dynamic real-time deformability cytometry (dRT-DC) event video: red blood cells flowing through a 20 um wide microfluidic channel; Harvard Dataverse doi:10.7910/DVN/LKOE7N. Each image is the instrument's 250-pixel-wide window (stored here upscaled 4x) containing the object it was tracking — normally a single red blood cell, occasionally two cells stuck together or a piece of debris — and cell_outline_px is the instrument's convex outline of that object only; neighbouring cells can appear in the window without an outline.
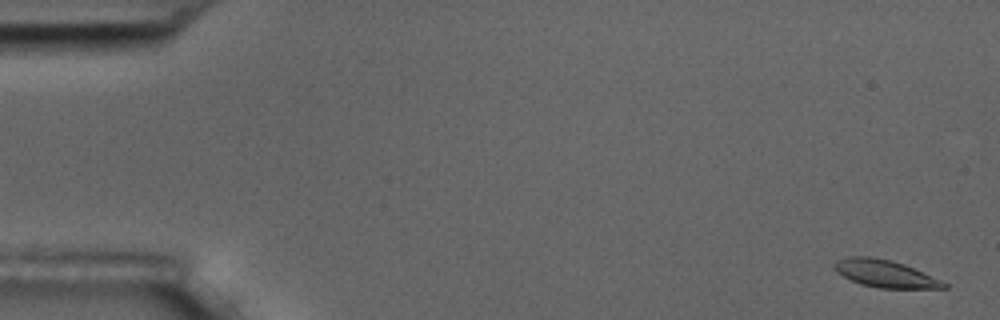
{"species": "common noctule bat (a hibernating species)", "species_latin": "Nyctalus noctula", "temperature_condition": "room temperature", "stored_images_in_passage": 10, "camera_frame_rate_fps": 3000, "um_per_image_px": 0.085, "animal": {"sex": "male", "body_mass_g": 17.5, "forearm_length_mm": 52.3}, "frame": {"image": 1, "passage_image": 1, "time_ms": 0.0, "image_size_px": [1000, 320], "cell_outline_px": [[948, 288], [880, 288], [860, 284], [836, 272], [832, 268], [832, 264], [836, 260], [848, 256], [872, 256], [892, 260], [904, 264], [940, 280], [948, 284]], "centroid_in_image_um": [75.17, 23.24], "position_along_channel_um": 9.8, "area_um2": 17.46}}
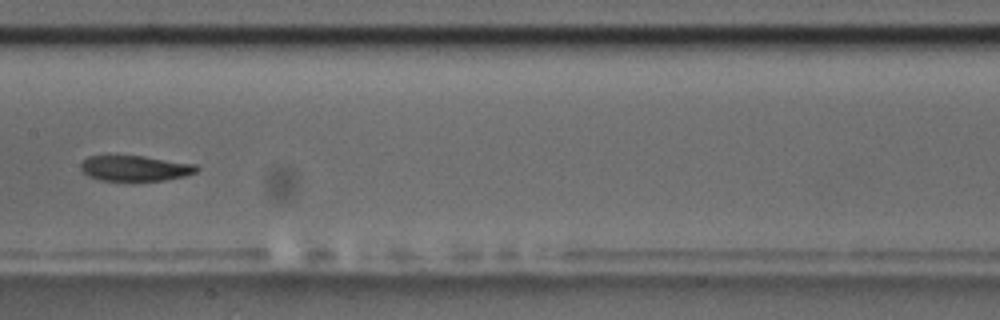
{"frame": {"image": 2, "passage_image": 9, "time_ms": 9.333, "image_size_px": [1000, 320], "cell_outline_px": [[200, 168], [196, 172], [184, 176], [164, 180], [100, 180], [88, 176], [80, 168], [80, 164], [88, 156], [144, 156], [196, 164]], "centroid_in_image_um": [11.5, 14.3], "position_along_channel_um": 195.9, "area_um2": 17.05}}
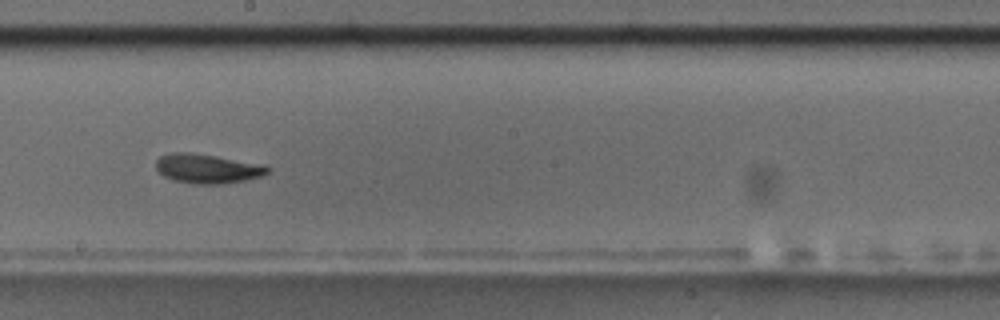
{"frame": {"image": 3, "passage_image": 10, "time_ms": 10.333, "image_size_px": [1000, 320], "cell_outline_px": [[272, 168], [268, 172], [260, 176], [244, 180], [220, 184], [192, 184], [172, 180], [164, 176], [156, 168], [156, 160], [160, 156], [172, 152], [192, 152], [264, 164]], "centroid_in_image_um": [17.62, 14.32], "position_along_channel_um": 230.6, "area_um2": 19.19}}